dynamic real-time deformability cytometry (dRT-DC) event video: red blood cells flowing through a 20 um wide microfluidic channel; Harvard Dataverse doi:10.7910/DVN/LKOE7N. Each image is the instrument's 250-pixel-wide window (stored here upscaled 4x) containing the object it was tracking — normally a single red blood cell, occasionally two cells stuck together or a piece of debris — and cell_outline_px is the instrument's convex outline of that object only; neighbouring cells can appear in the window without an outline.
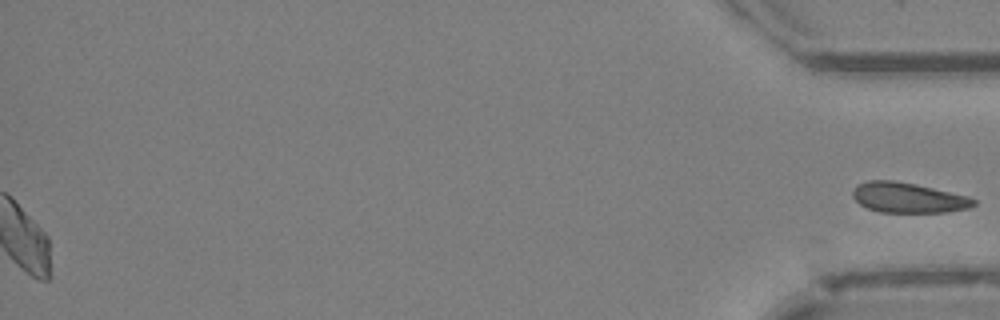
{"species": "Egyptian fruit bat (a non-hibernating species)", "species_latin": "Rousettus aegyptiacus", "temperature_condition": "cold", "stored_images_in_passage": 44, "segment_of_instrument_passage": [2, 2], "camera_frame_rate_fps": 3000, "um_per_image_px": 0.085, "animal": {"sex": "female"}, "frame": {"image": 1, "passage_image": 44, "time_ms": 14.333, "image_size_px": [1000, 320], "cell_outline_px": [[976, 204], [968, 208], [948, 212], [880, 212], [868, 208], [860, 204], [852, 196], [852, 192], [856, 184], [868, 180], [892, 180], [916, 184], [968, 196], [976, 200]], "centroid_in_image_um": [77.18, 16.8], "position_along_channel_um": 358.0, "area_um2": 21.27}}